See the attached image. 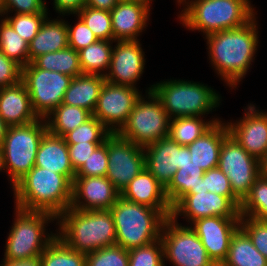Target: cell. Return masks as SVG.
<instances>
[{
  "label": "cell",
  "mask_w": 267,
  "mask_h": 266,
  "mask_svg": "<svg viewBox=\"0 0 267 266\" xmlns=\"http://www.w3.org/2000/svg\"><path fill=\"white\" fill-rule=\"evenodd\" d=\"M257 24L254 16L243 26L205 36L212 67L230 89L237 87L255 60L259 43Z\"/></svg>",
  "instance_id": "cell-1"
},
{
  "label": "cell",
  "mask_w": 267,
  "mask_h": 266,
  "mask_svg": "<svg viewBox=\"0 0 267 266\" xmlns=\"http://www.w3.org/2000/svg\"><path fill=\"white\" fill-rule=\"evenodd\" d=\"M72 186L65 175L34 166L13 187L15 207L57 218L71 206Z\"/></svg>",
  "instance_id": "cell-2"
},
{
  "label": "cell",
  "mask_w": 267,
  "mask_h": 266,
  "mask_svg": "<svg viewBox=\"0 0 267 266\" xmlns=\"http://www.w3.org/2000/svg\"><path fill=\"white\" fill-rule=\"evenodd\" d=\"M56 221V225H59L57 237L78 252L87 254L116 244L114 218L110 210H77L69 207Z\"/></svg>",
  "instance_id": "cell-3"
},
{
  "label": "cell",
  "mask_w": 267,
  "mask_h": 266,
  "mask_svg": "<svg viewBox=\"0 0 267 266\" xmlns=\"http://www.w3.org/2000/svg\"><path fill=\"white\" fill-rule=\"evenodd\" d=\"M183 5L180 22L204 36L243 26L256 16L250 0H186Z\"/></svg>",
  "instance_id": "cell-4"
},
{
  "label": "cell",
  "mask_w": 267,
  "mask_h": 266,
  "mask_svg": "<svg viewBox=\"0 0 267 266\" xmlns=\"http://www.w3.org/2000/svg\"><path fill=\"white\" fill-rule=\"evenodd\" d=\"M110 211L114 218L116 244L124 249L146 246L161 238L167 217L158 209L120 196Z\"/></svg>",
  "instance_id": "cell-5"
},
{
  "label": "cell",
  "mask_w": 267,
  "mask_h": 266,
  "mask_svg": "<svg viewBox=\"0 0 267 266\" xmlns=\"http://www.w3.org/2000/svg\"><path fill=\"white\" fill-rule=\"evenodd\" d=\"M152 91L160 99L171 119L186 116H201L215 111L221 96L202 82L172 80L153 84Z\"/></svg>",
  "instance_id": "cell-6"
},
{
  "label": "cell",
  "mask_w": 267,
  "mask_h": 266,
  "mask_svg": "<svg viewBox=\"0 0 267 266\" xmlns=\"http://www.w3.org/2000/svg\"><path fill=\"white\" fill-rule=\"evenodd\" d=\"M14 209L15 221L6 240L3 260L40 256L57 236L56 233L46 231L48 224L55 221L56 217L44 211H29L17 207Z\"/></svg>",
  "instance_id": "cell-7"
},
{
  "label": "cell",
  "mask_w": 267,
  "mask_h": 266,
  "mask_svg": "<svg viewBox=\"0 0 267 266\" xmlns=\"http://www.w3.org/2000/svg\"><path fill=\"white\" fill-rule=\"evenodd\" d=\"M47 132L46 120L42 118L26 125L8 127L2 150L12 189L35 166L39 144Z\"/></svg>",
  "instance_id": "cell-8"
},
{
  "label": "cell",
  "mask_w": 267,
  "mask_h": 266,
  "mask_svg": "<svg viewBox=\"0 0 267 266\" xmlns=\"http://www.w3.org/2000/svg\"><path fill=\"white\" fill-rule=\"evenodd\" d=\"M152 88L153 85H150L146 90L148 100L141 95L126 123L117 132L143 148L169 136L171 118Z\"/></svg>",
  "instance_id": "cell-9"
},
{
  "label": "cell",
  "mask_w": 267,
  "mask_h": 266,
  "mask_svg": "<svg viewBox=\"0 0 267 266\" xmlns=\"http://www.w3.org/2000/svg\"><path fill=\"white\" fill-rule=\"evenodd\" d=\"M71 80V76L37 68L32 62L22 68V82L29 93L32 109L42 119L62 104Z\"/></svg>",
  "instance_id": "cell-10"
},
{
  "label": "cell",
  "mask_w": 267,
  "mask_h": 266,
  "mask_svg": "<svg viewBox=\"0 0 267 266\" xmlns=\"http://www.w3.org/2000/svg\"><path fill=\"white\" fill-rule=\"evenodd\" d=\"M160 239L164 261H170L173 266H216L194 230L172 217L165 221Z\"/></svg>",
  "instance_id": "cell-11"
},
{
  "label": "cell",
  "mask_w": 267,
  "mask_h": 266,
  "mask_svg": "<svg viewBox=\"0 0 267 266\" xmlns=\"http://www.w3.org/2000/svg\"><path fill=\"white\" fill-rule=\"evenodd\" d=\"M218 167L228 177L233 194L241 202L260 176L259 160L250 155L230 134L221 145Z\"/></svg>",
  "instance_id": "cell-12"
},
{
  "label": "cell",
  "mask_w": 267,
  "mask_h": 266,
  "mask_svg": "<svg viewBox=\"0 0 267 266\" xmlns=\"http://www.w3.org/2000/svg\"><path fill=\"white\" fill-rule=\"evenodd\" d=\"M108 170L106 178L121 193L144 168V148L118 133L107 136Z\"/></svg>",
  "instance_id": "cell-13"
},
{
  "label": "cell",
  "mask_w": 267,
  "mask_h": 266,
  "mask_svg": "<svg viewBox=\"0 0 267 266\" xmlns=\"http://www.w3.org/2000/svg\"><path fill=\"white\" fill-rule=\"evenodd\" d=\"M140 93L137 88L105 81L92 115L111 133H117L141 97Z\"/></svg>",
  "instance_id": "cell-14"
},
{
  "label": "cell",
  "mask_w": 267,
  "mask_h": 266,
  "mask_svg": "<svg viewBox=\"0 0 267 266\" xmlns=\"http://www.w3.org/2000/svg\"><path fill=\"white\" fill-rule=\"evenodd\" d=\"M183 216L190 224L200 218L241 217L240 208L227 196H221L210 191H191L181 197L173 206L171 217L177 221Z\"/></svg>",
  "instance_id": "cell-15"
},
{
  "label": "cell",
  "mask_w": 267,
  "mask_h": 266,
  "mask_svg": "<svg viewBox=\"0 0 267 266\" xmlns=\"http://www.w3.org/2000/svg\"><path fill=\"white\" fill-rule=\"evenodd\" d=\"M240 218L211 216L191 223L190 227L200 238L216 266H221L227 258L231 238L240 228Z\"/></svg>",
  "instance_id": "cell-16"
},
{
  "label": "cell",
  "mask_w": 267,
  "mask_h": 266,
  "mask_svg": "<svg viewBox=\"0 0 267 266\" xmlns=\"http://www.w3.org/2000/svg\"><path fill=\"white\" fill-rule=\"evenodd\" d=\"M145 168L166 188L180 166L191 161L187 146H181L169 136L144 147Z\"/></svg>",
  "instance_id": "cell-17"
},
{
  "label": "cell",
  "mask_w": 267,
  "mask_h": 266,
  "mask_svg": "<svg viewBox=\"0 0 267 266\" xmlns=\"http://www.w3.org/2000/svg\"><path fill=\"white\" fill-rule=\"evenodd\" d=\"M105 80L116 85L134 88L145 67V53L139 40L116 41Z\"/></svg>",
  "instance_id": "cell-18"
},
{
  "label": "cell",
  "mask_w": 267,
  "mask_h": 266,
  "mask_svg": "<svg viewBox=\"0 0 267 266\" xmlns=\"http://www.w3.org/2000/svg\"><path fill=\"white\" fill-rule=\"evenodd\" d=\"M244 111L238 121L227 122L229 133L250 155L260 160L267 153V112L257 110L251 103Z\"/></svg>",
  "instance_id": "cell-19"
},
{
  "label": "cell",
  "mask_w": 267,
  "mask_h": 266,
  "mask_svg": "<svg viewBox=\"0 0 267 266\" xmlns=\"http://www.w3.org/2000/svg\"><path fill=\"white\" fill-rule=\"evenodd\" d=\"M120 192L106 177H75L70 208L77 210H110Z\"/></svg>",
  "instance_id": "cell-20"
},
{
  "label": "cell",
  "mask_w": 267,
  "mask_h": 266,
  "mask_svg": "<svg viewBox=\"0 0 267 266\" xmlns=\"http://www.w3.org/2000/svg\"><path fill=\"white\" fill-rule=\"evenodd\" d=\"M149 3L119 1L110 11L113 41L140 40V33L147 27L150 16Z\"/></svg>",
  "instance_id": "cell-21"
},
{
  "label": "cell",
  "mask_w": 267,
  "mask_h": 266,
  "mask_svg": "<svg viewBox=\"0 0 267 266\" xmlns=\"http://www.w3.org/2000/svg\"><path fill=\"white\" fill-rule=\"evenodd\" d=\"M120 196L130 202L158 209L167 218L171 217L170 205L165 188L144 168L120 193Z\"/></svg>",
  "instance_id": "cell-22"
},
{
  "label": "cell",
  "mask_w": 267,
  "mask_h": 266,
  "mask_svg": "<svg viewBox=\"0 0 267 266\" xmlns=\"http://www.w3.org/2000/svg\"><path fill=\"white\" fill-rule=\"evenodd\" d=\"M0 117L9 127L26 125L39 119L32 109L29 93L22 81L0 88Z\"/></svg>",
  "instance_id": "cell-23"
},
{
  "label": "cell",
  "mask_w": 267,
  "mask_h": 266,
  "mask_svg": "<svg viewBox=\"0 0 267 266\" xmlns=\"http://www.w3.org/2000/svg\"><path fill=\"white\" fill-rule=\"evenodd\" d=\"M35 166L65 175L72 183L74 181L76 172L71 165L68 146L63 137L49 132L43 136L37 150Z\"/></svg>",
  "instance_id": "cell-24"
},
{
  "label": "cell",
  "mask_w": 267,
  "mask_h": 266,
  "mask_svg": "<svg viewBox=\"0 0 267 266\" xmlns=\"http://www.w3.org/2000/svg\"><path fill=\"white\" fill-rule=\"evenodd\" d=\"M227 122L215 123L201 137L188 145L191 162L205 171L218 167L220 148L223 140L229 135Z\"/></svg>",
  "instance_id": "cell-25"
},
{
  "label": "cell",
  "mask_w": 267,
  "mask_h": 266,
  "mask_svg": "<svg viewBox=\"0 0 267 266\" xmlns=\"http://www.w3.org/2000/svg\"><path fill=\"white\" fill-rule=\"evenodd\" d=\"M69 46L67 22L49 17L43 22L37 35L28 44L29 63L42 54L56 52Z\"/></svg>",
  "instance_id": "cell-26"
},
{
  "label": "cell",
  "mask_w": 267,
  "mask_h": 266,
  "mask_svg": "<svg viewBox=\"0 0 267 266\" xmlns=\"http://www.w3.org/2000/svg\"><path fill=\"white\" fill-rule=\"evenodd\" d=\"M105 76L82 74L73 77L67 88L62 104L84 108L93 113Z\"/></svg>",
  "instance_id": "cell-27"
},
{
  "label": "cell",
  "mask_w": 267,
  "mask_h": 266,
  "mask_svg": "<svg viewBox=\"0 0 267 266\" xmlns=\"http://www.w3.org/2000/svg\"><path fill=\"white\" fill-rule=\"evenodd\" d=\"M203 175L204 170L194 162L189 161L180 166L165 188V194L170 205L173 206L181 197L191 191H208L205 190Z\"/></svg>",
  "instance_id": "cell-28"
},
{
  "label": "cell",
  "mask_w": 267,
  "mask_h": 266,
  "mask_svg": "<svg viewBox=\"0 0 267 266\" xmlns=\"http://www.w3.org/2000/svg\"><path fill=\"white\" fill-rule=\"evenodd\" d=\"M221 266H267V259L239 228L231 238L227 258Z\"/></svg>",
  "instance_id": "cell-29"
},
{
  "label": "cell",
  "mask_w": 267,
  "mask_h": 266,
  "mask_svg": "<svg viewBox=\"0 0 267 266\" xmlns=\"http://www.w3.org/2000/svg\"><path fill=\"white\" fill-rule=\"evenodd\" d=\"M84 108L60 104L46 118L48 132L63 137L92 117Z\"/></svg>",
  "instance_id": "cell-30"
},
{
  "label": "cell",
  "mask_w": 267,
  "mask_h": 266,
  "mask_svg": "<svg viewBox=\"0 0 267 266\" xmlns=\"http://www.w3.org/2000/svg\"><path fill=\"white\" fill-rule=\"evenodd\" d=\"M113 42L116 43L115 41L97 40L78 51L83 74L106 75L112 57Z\"/></svg>",
  "instance_id": "cell-31"
},
{
  "label": "cell",
  "mask_w": 267,
  "mask_h": 266,
  "mask_svg": "<svg viewBox=\"0 0 267 266\" xmlns=\"http://www.w3.org/2000/svg\"><path fill=\"white\" fill-rule=\"evenodd\" d=\"M212 119L205 121L201 116L170 119L169 137L181 146H188L207 132L215 123L221 121L219 118Z\"/></svg>",
  "instance_id": "cell-32"
},
{
  "label": "cell",
  "mask_w": 267,
  "mask_h": 266,
  "mask_svg": "<svg viewBox=\"0 0 267 266\" xmlns=\"http://www.w3.org/2000/svg\"><path fill=\"white\" fill-rule=\"evenodd\" d=\"M32 63L37 68L59 72L72 78L83 74L78 51L70 46L56 52L42 54L35 58Z\"/></svg>",
  "instance_id": "cell-33"
},
{
  "label": "cell",
  "mask_w": 267,
  "mask_h": 266,
  "mask_svg": "<svg viewBox=\"0 0 267 266\" xmlns=\"http://www.w3.org/2000/svg\"><path fill=\"white\" fill-rule=\"evenodd\" d=\"M41 266H85L86 254L71 249L55 237L40 255Z\"/></svg>",
  "instance_id": "cell-34"
},
{
  "label": "cell",
  "mask_w": 267,
  "mask_h": 266,
  "mask_svg": "<svg viewBox=\"0 0 267 266\" xmlns=\"http://www.w3.org/2000/svg\"><path fill=\"white\" fill-rule=\"evenodd\" d=\"M28 42L2 17L0 19V51L22 67L29 64Z\"/></svg>",
  "instance_id": "cell-35"
},
{
  "label": "cell",
  "mask_w": 267,
  "mask_h": 266,
  "mask_svg": "<svg viewBox=\"0 0 267 266\" xmlns=\"http://www.w3.org/2000/svg\"><path fill=\"white\" fill-rule=\"evenodd\" d=\"M241 217H252L267 221V179L259 176L249 194L241 202Z\"/></svg>",
  "instance_id": "cell-36"
},
{
  "label": "cell",
  "mask_w": 267,
  "mask_h": 266,
  "mask_svg": "<svg viewBox=\"0 0 267 266\" xmlns=\"http://www.w3.org/2000/svg\"><path fill=\"white\" fill-rule=\"evenodd\" d=\"M76 15L91 29L98 40L113 41L110 11L84 6Z\"/></svg>",
  "instance_id": "cell-37"
},
{
  "label": "cell",
  "mask_w": 267,
  "mask_h": 266,
  "mask_svg": "<svg viewBox=\"0 0 267 266\" xmlns=\"http://www.w3.org/2000/svg\"><path fill=\"white\" fill-rule=\"evenodd\" d=\"M111 132L94 116L66 133L63 138L66 144L86 142H104Z\"/></svg>",
  "instance_id": "cell-38"
},
{
  "label": "cell",
  "mask_w": 267,
  "mask_h": 266,
  "mask_svg": "<svg viewBox=\"0 0 267 266\" xmlns=\"http://www.w3.org/2000/svg\"><path fill=\"white\" fill-rule=\"evenodd\" d=\"M48 9L41 13L35 14H14L8 16L3 14L4 18L14 29L18 35H20L25 41L30 43L32 39L37 35L41 25L48 17ZM5 15H7L5 17Z\"/></svg>",
  "instance_id": "cell-39"
},
{
  "label": "cell",
  "mask_w": 267,
  "mask_h": 266,
  "mask_svg": "<svg viewBox=\"0 0 267 266\" xmlns=\"http://www.w3.org/2000/svg\"><path fill=\"white\" fill-rule=\"evenodd\" d=\"M85 266H129V252L117 244L103 247L86 254Z\"/></svg>",
  "instance_id": "cell-40"
},
{
  "label": "cell",
  "mask_w": 267,
  "mask_h": 266,
  "mask_svg": "<svg viewBox=\"0 0 267 266\" xmlns=\"http://www.w3.org/2000/svg\"><path fill=\"white\" fill-rule=\"evenodd\" d=\"M128 252L129 266H165L161 239L146 246L130 249Z\"/></svg>",
  "instance_id": "cell-41"
},
{
  "label": "cell",
  "mask_w": 267,
  "mask_h": 266,
  "mask_svg": "<svg viewBox=\"0 0 267 266\" xmlns=\"http://www.w3.org/2000/svg\"><path fill=\"white\" fill-rule=\"evenodd\" d=\"M107 137L99 145L81 168L76 172L75 177H105L108 170Z\"/></svg>",
  "instance_id": "cell-42"
},
{
  "label": "cell",
  "mask_w": 267,
  "mask_h": 266,
  "mask_svg": "<svg viewBox=\"0 0 267 266\" xmlns=\"http://www.w3.org/2000/svg\"><path fill=\"white\" fill-rule=\"evenodd\" d=\"M203 181L205 190L229 197L240 208L241 201L233 194L228 177L219 167L205 171Z\"/></svg>",
  "instance_id": "cell-43"
},
{
  "label": "cell",
  "mask_w": 267,
  "mask_h": 266,
  "mask_svg": "<svg viewBox=\"0 0 267 266\" xmlns=\"http://www.w3.org/2000/svg\"><path fill=\"white\" fill-rule=\"evenodd\" d=\"M240 228L252 240L254 247L267 259V221L241 217Z\"/></svg>",
  "instance_id": "cell-44"
},
{
  "label": "cell",
  "mask_w": 267,
  "mask_h": 266,
  "mask_svg": "<svg viewBox=\"0 0 267 266\" xmlns=\"http://www.w3.org/2000/svg\"><path fill=\"white\" fill-rule=\"evenodd\" d=\"M77 20L78 22L74 26L67 22L69 46L75 51H79L98 40L79 16Z\"/></svg>",
  "instance_id": "cell-45"
},
{
  "label": "cell",
  "mask_w": 267,
  "mask_h": 266,
  "mask_svg": "<svg viewBox=\"0 0 267 266\" xmlns=\"http://www.w3.org/2000/svg\"><path fill=\"white\" fill-rule=\"evenodd\" d=\"M22 66L9 59L0 51V88L9 87L22 81Z\"/></svg>",
  "instance_id": "cell-46"
},
{
  "label": "cell",
  "mask_w": 267,
  "mask_h": 266,
  "mask_svg": "<svg viewBox=\"0 0 267 266\" xmlns=\"http://www.w3.org/2000/svg\"><path fill=\"white\" fill-rule=\"evenodd\" d=\"M46 9L45 0H4L3 14H35Z\"/></svg>",
  "instance_id": "cell-47"
},
{
  "label": "cell",
  "mask_w": 267,
  "mask_h": 266,
  "mask_svg": "<svg viewBox=\"0 0 267 266\" xmlns=\"http://www.w3.org/2000/svg\"><path fill=\"white\" fill-rule=\"evenodd\" d=\"M103 142H86L77 144H67L70 162L75 172H77L93 151Z\"/></svg>",
  "instance_id": "cell-48"
},
{
  "label": "cell",
  "mask_w": 267,
  "mask_h": 266,
  "mask_svg": "<svg viewBox=\"0 0 267 266\" xmlns=\"http://www.w3.org/2000/svg\"><path fill=\"white\" fill-rule=\"evenodd\" d=\"M55 11L60 15L77 14L81 9L86 6V0H54L53 2Z\"/></svg>",
  "instance_id": "cell-49"
},
{
  "label": "cell",
  "mask_w": 267,
  "mask_h": 266,
  "mask_svg": "<svg viewBox=\"0 0 267 266\" xmlns=\"http://www.w3.org/2000/svg\"><path fill=\"white\" fill-rule=\"evenodd\" d=\"M0 266H41L40 256L22 260H3Z\"/></svg>",
  "instance_id": "cell-50"
},
{
  "label": "cell",
  "mask_w": 267,
  "mask_h": 266,
  "mask_svg": "<svg viewBox=\"0 0 267 266\" xmlns=\"http://www.w3.org/2000/svg\"><path fill=\"white\" fill-rule=\"evenodd\" d=\"M119 2V0H86V6L111 11Z\"/></svg>",
  "instance_id": "cell-51"
},
{
  "label": "cell",
  "mask_w": 267,
  "mask_h": 266,
  "mask_svg": "<svg viewBox=\"0 0 267 266\" xmlns=\"http://www.w3.org/2000/svg\"><path fill=\"white\" fill-rule=\"evenodd\" d=\"M260 176L267 179V153L259 160Z\"/></svg>",
  "instance_id": "cell-52"
},
{
  "label": "cell",
  "mask_w": 267,
  "mask_h": 266,
  "mask_svg": "<svg viewBox=\"0 0 267 266\" xmlns=\"http://www.w3.org/2000/svg\"><path fill=\"white\" fill-rule=\"evenodd\" d=\"M8 125L0 117V147H2L5 134L7 133Z\"/></svg>",
  "instance_id": "cell-53"
},
{
  "label": "cell",
  "mask_w": 267,
  "mask_h": 266,
  "mask_svg": "<svg viewBox=\"0 0 267 266\" xmlns=\"http://www.w3.org/2000/svg\"><path fill=\"white\" fill-rule=\"evenodd\" d=\"M4 170V158H3V150L2 147H0V171Z\"/></svg>",
  "instance_id": "cell-54"
},
{
  "label": "cell",
  "mask_w": 267,
  "mask_h": 266,
  "mask_svg": "<svg viewBox=\"0 0 267 266\" xmlns=\"http://www.w3.org/2000/svg\"><path fill=\"white\" fill-rule=\"evenodd\" d=\"M119 1H137V2H143V3H152V0H119Z\"/></svg>",
  "instance_id": "cell-55"
},
{
  "label": "cell",
  "mask_w": 267,
  "mask_h": 266,
  "mask_svg": "<svg viewBox=\"0 0 267 266\" xmlns=\"http://www.w3.org/2000/svg\"><path fill=\"white\" fill-rule=\"evenodd\" d=\"M3 8H4V0H0V12L3 15Z\"/></svg>",
  "instance_id": "cell-56"
},
{
  "label": "cell",
  "mask_w": 267,
  "mask_h": 266,
  "mask_svg": "<svg viewBox=\"0 0 267 266\" xmlns=\"http://www.w3.org/2000/svg\"><path fill=\"white\" fill-rule=\"evenodd\" d=\"M153 1V0H152ZM186 0H176V2H177V4L180 6V4H184V2H185Z\"/></svg>",
  "instance_id": "cell-57"
}]
</instances>
